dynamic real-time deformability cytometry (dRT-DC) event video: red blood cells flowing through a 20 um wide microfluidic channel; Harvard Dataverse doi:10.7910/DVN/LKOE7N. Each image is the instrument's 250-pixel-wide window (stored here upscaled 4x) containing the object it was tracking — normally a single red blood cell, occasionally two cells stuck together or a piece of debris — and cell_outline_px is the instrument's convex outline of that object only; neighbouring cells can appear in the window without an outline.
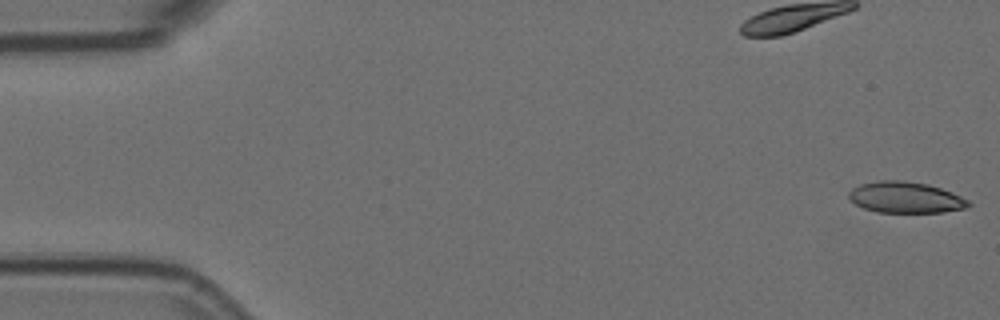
{"species": "Egyptian fruit bat (a non-hibernating species)", "species_latin": "Rousettus aegyptiacus", "temperature_condition": "room temperature", "stored_images_in_passage": 56, "camera_frame_rate_fps": 3000, "um_per_image_px": 0.085, "animal": {"sex": "female"}, "frame": {"image": 1, "passage_image": 1, "time_ms": 0.0, "image_size_px": [1000, 320], "cell_outline_px": [[972, 204], [964, 208], [944, 212], [876, 212], [864, 208], [848, 200], [848, 192], [852, 188], [860, 184], [880, 180], [904, 180], [928, 184], [940, 188], [960, 196], [968, 200]], "centroid_in_image_um": [76.92, 16.77], "position_along_channel_um": 8.1, "area_um2": 21.73}}
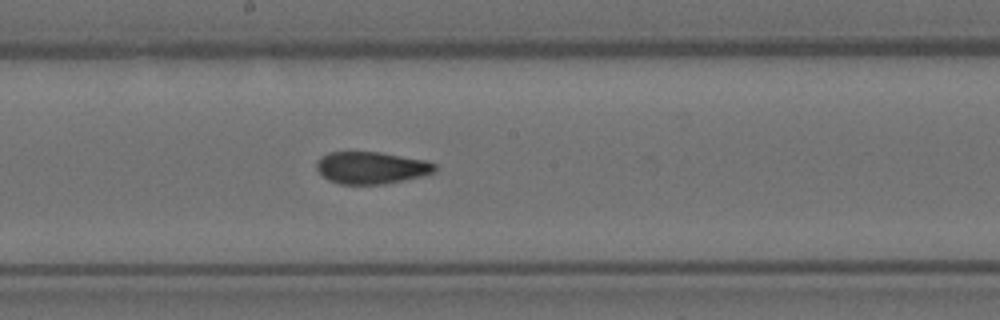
{"frame": {"image": 2, "passage_image": 30, "time_ms": 9.667, "image_size_px": [1000, 320], "cell_outline_px": [[436, 172], [428, 176], [384, 184], [340, 184], [328, 180], [316, 168], [316, 160], [320, 156], [328, 152], [380, 152], [424, 160], [436, 164]], "centroid_in_image_um": [31.59, 14.26], "position_along_channel_um": 216.6, "area_um2": 22.43}}
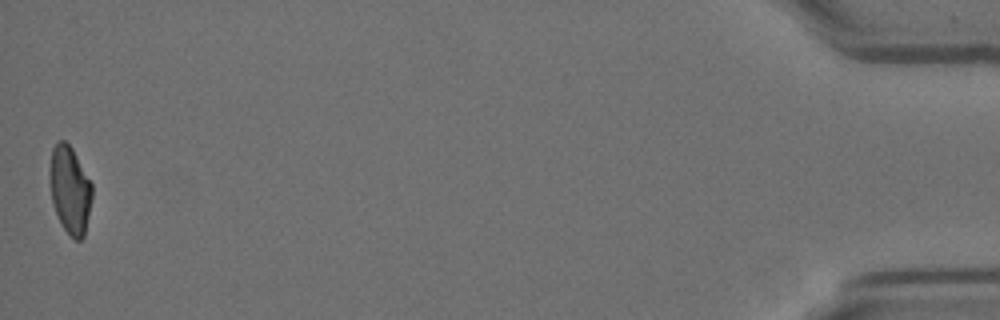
{"frame": {"image": 3, "passage_image": 56, "time_ms": 18.333, "image_size_px": [1000, 320], "cell_outline_px": [[92, 196], [84, 236], [80, 240], [76, 240], [64, 228], [56, 212], [52, 200], [48, 172], [52, 148], [60, 140], [64, 140], [72, 148], [92, 184]], "centroid_in_image_um": [5.93, 16.1], "position_along_channel_um": 429.3, "area_um2": 21.33}, "authors_computed_cell_mechanics": {"area_um2": 22.6287, "velocity_mm_per_s": 3.5838, "shape_relaxation_time_tau1_ms": null, "shape_relaxation_time_tau2_ms": 2.0507, "deformation_change_tau1": null, "deformation_change_tau2": 0.0937}}